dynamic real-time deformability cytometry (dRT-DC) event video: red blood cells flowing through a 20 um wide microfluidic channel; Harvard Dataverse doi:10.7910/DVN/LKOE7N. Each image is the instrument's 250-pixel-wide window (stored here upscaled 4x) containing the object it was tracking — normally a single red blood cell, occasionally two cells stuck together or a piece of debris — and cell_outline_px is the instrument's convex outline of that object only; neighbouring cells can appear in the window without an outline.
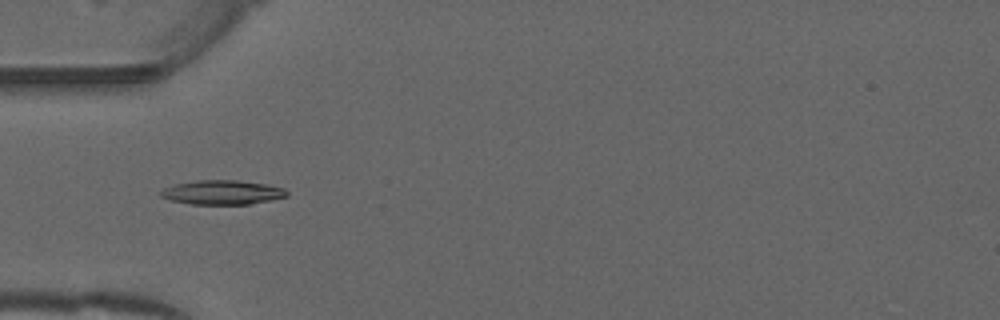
{"species": "common noctule bat (a hibernating species)", "species_latin": "Nyctalus noctula", "temperature_condition": "warm", "stored_images_in_passage": 52, "camera_frame_rate_fps": 3000, "um_per_image_px": 0.085, "animal": {"sex": "male", "forearm_length_mm": 52.5}, "frame": {"image": 1, "passage_image": 17, "time_ms": 5.333, "image_size_px": [1000, 320], "cell_outline_px": [[288, 196], [248, 204], [192, 204], [168, 200], [160, 196], [160, 192], [164, 188], [176, 184], [196, 180], [236, 180], [264, 184], [284, 188], [288, 192]], "centroid_in_image_um": [18.86, 16.35], "position_along_channel_um": 66.1, "area_um2": 17.69}}
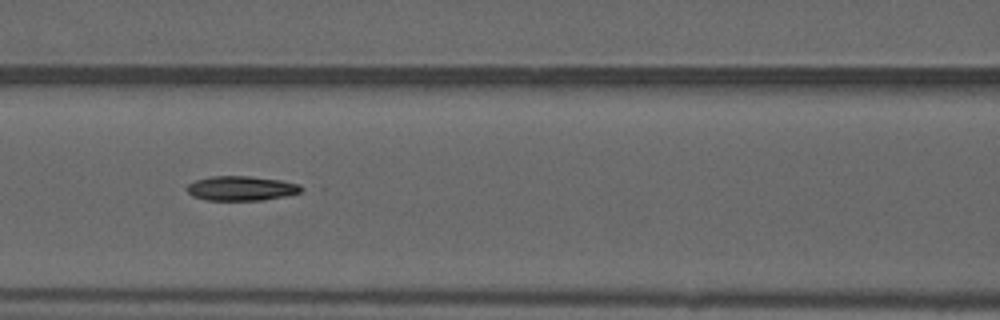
{"frame": {"image": 2, "passage_image": 23, "time_ms": 7.333, "image_size_px": [1000, 320], "cell_outline_px": [[308, 188], [300, 192], [284, 196], [264, 200], [208, 200], [192, 196], [184, 188], [188, 184], [196, 180], [212, 176], [248, 176], [280, 180], [300, 184]], "centroid_in_image_um": [20.53, 16.01], "position_along_channel_um": 146.1, "area_um2": 16.47}}
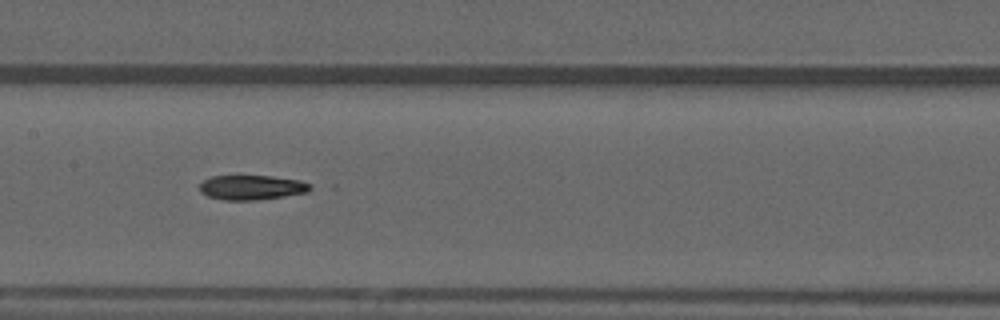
{"frame": {"image": 3, "passage_image": 26, "time_ms": 8.333, "image_size_px": [1000, 320], "cell_outline_px": [[316, 188], [308, 192], [284, 196], [256, 200], [224, 200], [208, 196], [200, 192], [200, 184], [204, 180], [212, 176], [272, 176], [300, 180], [312, 184]], "centroid_in_image_um": [21.46, 15.93], "position_along_channel_um": 185.9, "area_um2": 16.01}, "authors_computed_cell_mechanics": {"area_um2": 16.6753, "velocity_mm_per_s": 3.999, "shape_relaxation_time_tau1_ms": null, "shape_relaxation_time_tau2_ms": 6.1428, "deformation_change_tau1": null, "deformation_change_tau2": 0.1337}}